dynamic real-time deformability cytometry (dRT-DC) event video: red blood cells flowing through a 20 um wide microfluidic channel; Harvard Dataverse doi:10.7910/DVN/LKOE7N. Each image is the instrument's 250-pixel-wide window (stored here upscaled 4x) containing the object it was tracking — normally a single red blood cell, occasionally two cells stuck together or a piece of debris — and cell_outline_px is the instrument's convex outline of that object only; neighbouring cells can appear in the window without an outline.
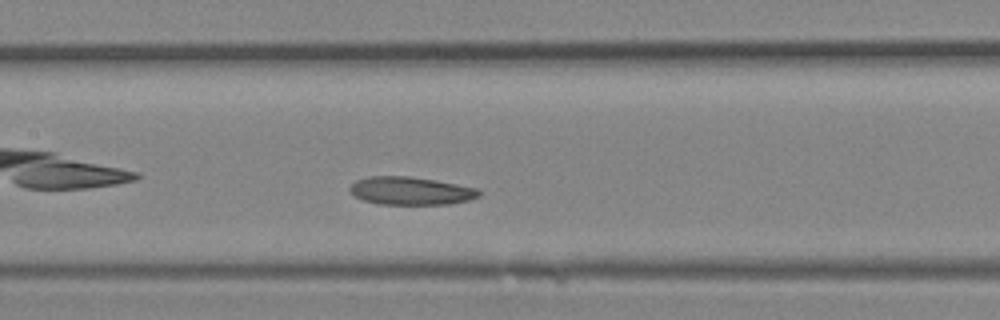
{"species": "Egyptian fruit bat (a non-hibernating species)", "species_latin": "Rousettus aegyptiacus", "temperature_condition": "room temperature", "stored_images_in_passage": 15, "camera_frame_rate_fps": 3000, "um_per_image_px": 0.085, "animal": {"sex": "female"}, "frame": {"image": 1, "passage_image": 13, "time_ms": 4.0, "image_size_px": [1000, 320], "cell_outline_px": [[480, 196], [468, 200], [448, 204], [380, 204], [364, 200], [352, 196], [348, 188], [356, 180], [368, 176], [408, 176], [436, 180], [476, 188], [480, 192]], "centroid_in_image_um": [34.86, 16.22], "position_along_channel_um": 172.5, "area_um2": 21.04}}
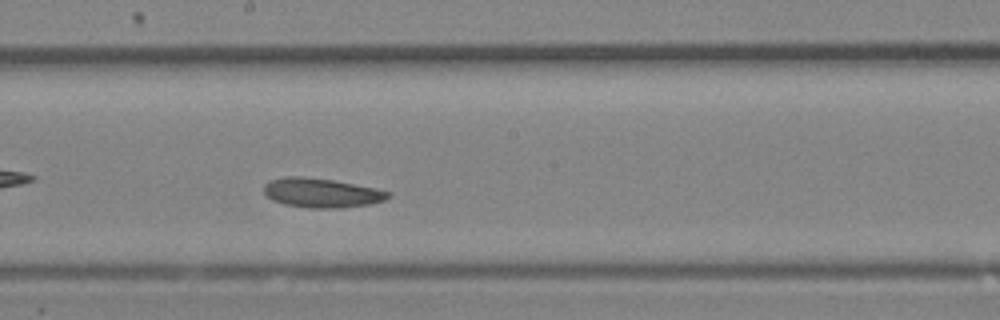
{"frame": {"image": 2, "passage_image": 15, "time_ms": 4.667, "image_size_px": [1000, 320], "cell_outline_px": [[392, 192], [384, 200], [368, 204], [344, 208], [308, 208], [284, 204], [272, 200], [264, 192], [264, 184], [272, 180], [288, 176], [304, 176], [332, 180], [376, 188]], "centroid_in_image_um": [27.33, 16.39], "position_along_channel_um": 220.9, "area_um2": 21.15}}